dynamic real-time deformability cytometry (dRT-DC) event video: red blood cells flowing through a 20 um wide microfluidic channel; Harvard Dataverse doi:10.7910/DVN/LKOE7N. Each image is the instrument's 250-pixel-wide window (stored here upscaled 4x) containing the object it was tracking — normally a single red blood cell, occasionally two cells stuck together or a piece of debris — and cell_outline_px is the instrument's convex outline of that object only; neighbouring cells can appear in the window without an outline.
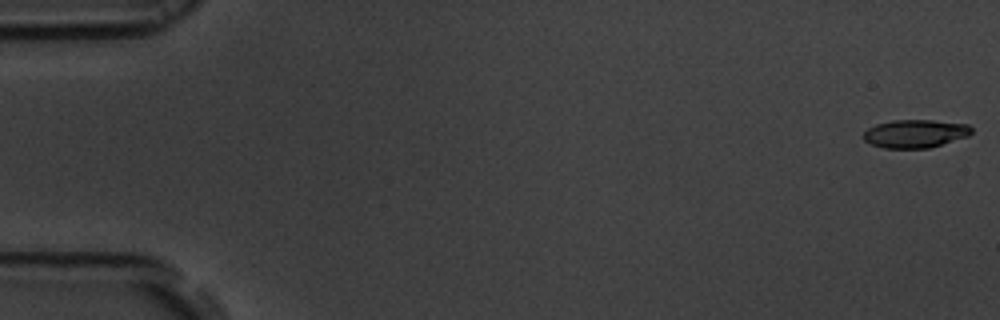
{"species": "common noctule bat (a hibernating species)", "species_latin": "Nyctalus noctula", "temperature_condition": "room temperature", "stored_images_in_passage": 51, "camera_frame_rate_fps": 3000, "um_per_image_px": 0.085, "animal": {"sex": "male", "body_mass_g": 19.5, "forearm_length_mm": 54.6}, "frame": {"image": 1, "passage_image": 1, "time_ms": 0.0, "image_size_px": [1000, 320], "cell_outline_px": [[972, 132], [968, 136], [928, 148], [884, 148], [872, 144], [864, 140], [864, 132], [868, 128], [876, 124], [892, 120], [932, 120], [968, 124], [972, 128]], "centroid_in_image_um": [77.79, 11.35], "position_along_channel_um": 7.2, "area_um2": 17.63}}
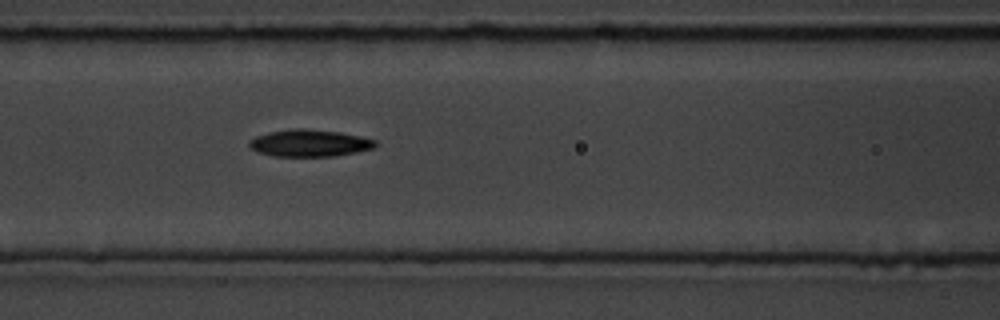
{"frame": {"image": 2, "passage_image": 24, "time_ms": 7.667, "image_size_px": [1000, 320], "cell_outline_px": [[376, 144], [372, 148], [356, 152], [336, 156], [276, 156], [256, 152], [248, 144], [248, 140], [256, 136], [268, 132], [296, 128], [304, 128], [340, 132], [360, 136], [376, 140]], "centroid_in_image_um": [26.28, 12.16], "position_along_channel_um": 140.3, "area_um2": 19.83}}
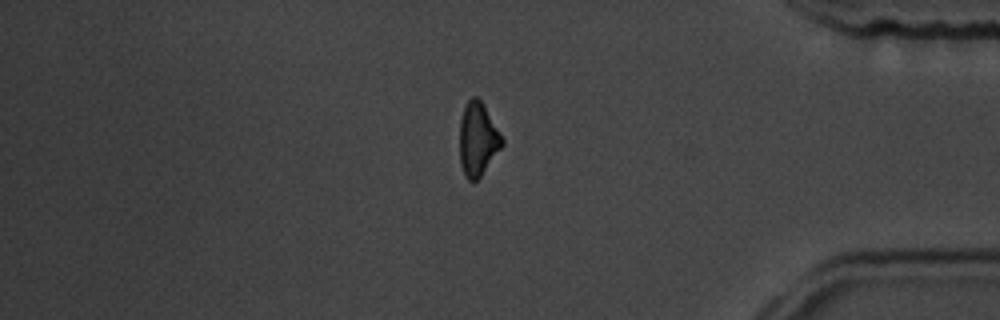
{"frame": {"image": 3, "passage_image": 47, "time_ms": 15.333, "image_size_px": [1000, 320], "cell_outline_px": [[504, 144], [480, 176], [476, 180], [468, 180], [460, 164], [460, 120], [464, 108], [468, 100], [472, 96], [476, 96], [480, 100], [504, 140]], "centroid_in_image_um": [40.6, 11.83], "position_along_channel_um": 394.6, "area_um2": 17.69}}